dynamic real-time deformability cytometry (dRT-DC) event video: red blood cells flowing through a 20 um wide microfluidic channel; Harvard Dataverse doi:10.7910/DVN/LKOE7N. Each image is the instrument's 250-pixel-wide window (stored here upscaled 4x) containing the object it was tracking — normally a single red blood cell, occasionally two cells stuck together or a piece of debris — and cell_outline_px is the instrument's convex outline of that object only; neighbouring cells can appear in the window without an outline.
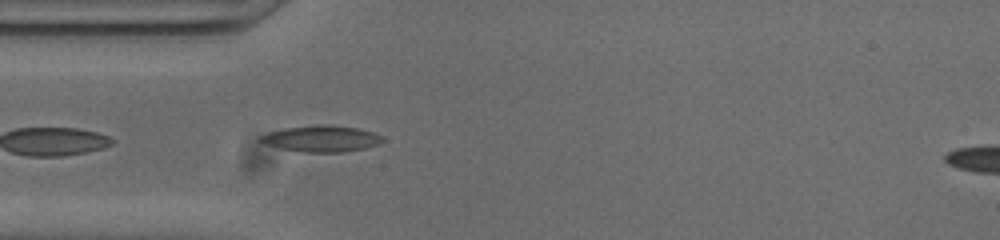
{"species": "common noctule bat (a hibernating species)", "species_latin": "Nyctalus noctula", "temperature_condition": "cold", "stored_images_in_passage": 39, "camera_frame_rate_fps": 3000, "um_per_image_px": 0.085, "animal": {"sex": "male", "body_mass_g": 20.0, "forearm_length_mm": 53.3}, "frame": {"image": 1, "passage_image": 2, "time_ms": 0.333, "image_size_px": [1000, 240], "cell_outline_px": [[384, 140], [376, 144], [364, 148], [340, 152], [304, 152], [284, 148], [268, 144], [256, 140], [260, 136], [268, 132], [284, 128], [316, 124], [320, 124], [356, 128], [372, 132], [380, 136]], "centroid_in_image_um": [27.27, 11.77], "position_along_channel_um": 57.7, "area_um2": 18.26}}
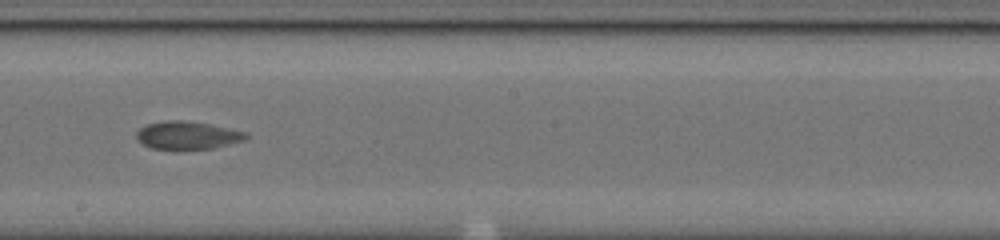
{"frame": {"image": 2, "passage_image": 16, "time_ms": 5.0, "image_size_px": [1000, 240], "cell_outline_px": [[248, 136], [244, 140], [212, 148], [176, 152], [152, 148], [136, 140], [136, 132], [140, 128], [148, 124], [164, 120], [184, 120], [208, 124], [228, 128], [244, 132]], "centroid_in_image_um": [15.86, 11.54], "position_along_channel_um": 232.3, "area_um2": 18.21}}
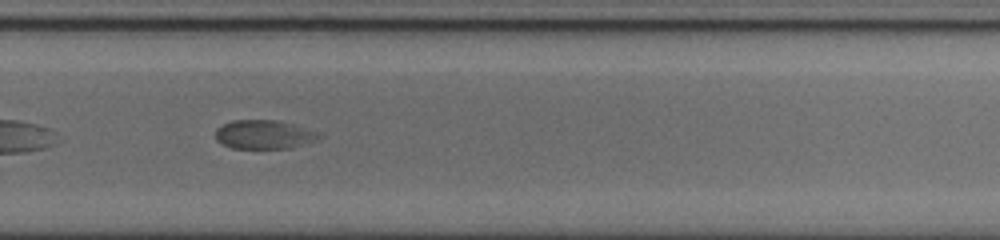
{"frame": {"image": 3, "passage_image": 22, "time_ms": 7.0, "image_size_px": [1000, 240], "cell_outline_px": [[324, 136], [292, 148], [232, 148], [216, 140], [216, 128], [232, 120], [280, 120], [320, 132]], "centroid_in_image_um": [22.46, 11.42], "position_along_channel_um": 307.3, "area_um2": 17.4}}